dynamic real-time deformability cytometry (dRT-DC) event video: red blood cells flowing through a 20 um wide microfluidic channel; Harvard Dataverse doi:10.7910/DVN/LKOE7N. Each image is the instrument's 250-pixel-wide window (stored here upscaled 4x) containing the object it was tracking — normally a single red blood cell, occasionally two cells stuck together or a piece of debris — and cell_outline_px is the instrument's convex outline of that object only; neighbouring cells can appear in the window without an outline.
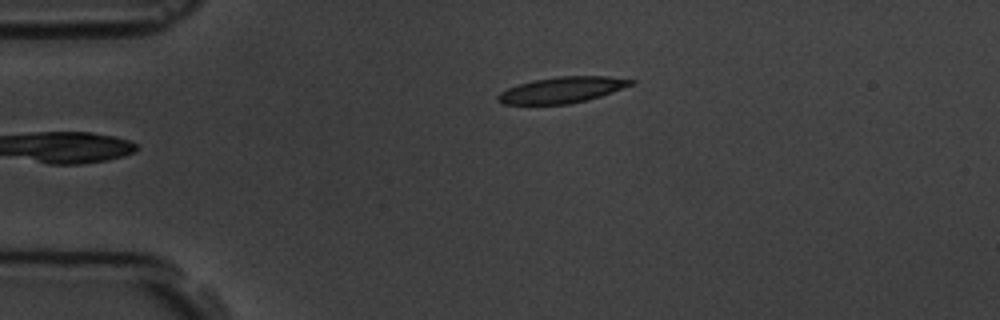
{"species": "common noctule bat (a hibernating species)", "species_latin": "Nyctalus noctula", "temperature_condition": "room temperature", "stored_images_in_passage": 4, "camera_frame_rate_fps": 3000, "um_per_image_px": 0.085, "animal": {"sex": "male", "body_mass_g": 19.5, "forearm_length_mm": 54.6}, "frame": {"image": 1, "passage_image": 4, "time_ms": 3.333, "image_size_px": [1000, 320], "cell_outline_px": [[636, 80], [632, 84], [612, 92], [600, 96], [568, 104], [504, 104], [496, 100], [496, 96], [500, 92], [508, 88], [532, 80], [560, 76], [608, 76]], "centroid_in_image_um": [47.74, 7.64], "position_along_channel_um": 37.3, "area_um2": 19.94}}